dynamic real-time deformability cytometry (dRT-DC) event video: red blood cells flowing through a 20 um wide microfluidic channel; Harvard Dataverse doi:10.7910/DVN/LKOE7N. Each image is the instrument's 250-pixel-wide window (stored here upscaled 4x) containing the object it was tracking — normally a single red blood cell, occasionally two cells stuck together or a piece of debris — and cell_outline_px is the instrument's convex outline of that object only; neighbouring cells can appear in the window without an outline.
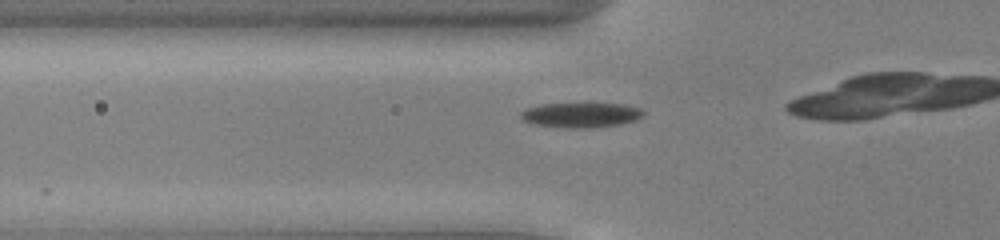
{"species": "common noctule bat (a hibernating species)", "species_latin": "Nyctalus noctula", "temperature_condition": "cold", "stored_images_in_passage": 14, "camera_frame_rate_fps": 3000, "um_per_image_px": 0.085, "animal": {"sex": "male", "body_mass_g": 13.0, "forearm_length_mm": 53.1}, "frame": {"image": 1, "passage_image": 6, "time_ms": 1.667, "image_size_px": [1000, 240], "cell_outline_px": [[644, 116], [636, 120], [620, 124], [592, 128], [564, 128], [532, 124], [524, 120], [520, 116], [520, 112], [528, 108], [544, 104], [624, 104], [640, 108], [644, 112]], "centroid_in_image_um": [49.4, 9.79], "position_along_channel_um": 76.4, "area_um2": 17.74}}
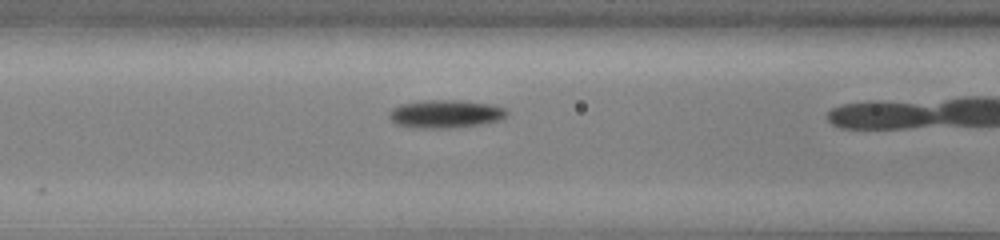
{"frame": {"image": 2, "passage_image": 10, "time_ms": 3.0, "image_size_px": [1000, 240], "cell_outline_px": [[508, 112], [500, 120], [480, 124], [448, 128], [412, 128], [396, 124], [388, 116], [388, 112], [392, 108], [400, 104], [424, 100], [460, 100], [488, 104], [504, 108]], "centroid_in_image_um": [37.8, 9.68], "position_along_channel_um": 128.8, "area_um2": 19.19}}
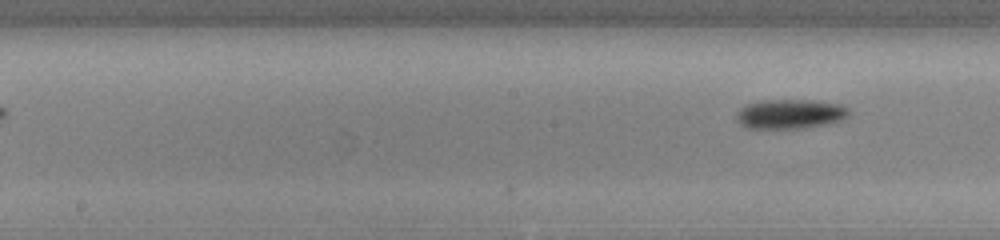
{"frame": {"image": 3, "passage_image": 14, "time_ms": 4.333, "image_size_px": [1000, 240], "cell_outline_px": [[848, 116], [840, 120], [828, 124], [804, 128], [744, 128], [736, 120], [736, 112], [740, 108], [748, 104], [764, 100], [812, 100], [840, 104], [848, 108]], "centroid_in_image_um": [67.13, 9.69], "position_along_channel_um": 181.1, "area_um2": 19.36}}